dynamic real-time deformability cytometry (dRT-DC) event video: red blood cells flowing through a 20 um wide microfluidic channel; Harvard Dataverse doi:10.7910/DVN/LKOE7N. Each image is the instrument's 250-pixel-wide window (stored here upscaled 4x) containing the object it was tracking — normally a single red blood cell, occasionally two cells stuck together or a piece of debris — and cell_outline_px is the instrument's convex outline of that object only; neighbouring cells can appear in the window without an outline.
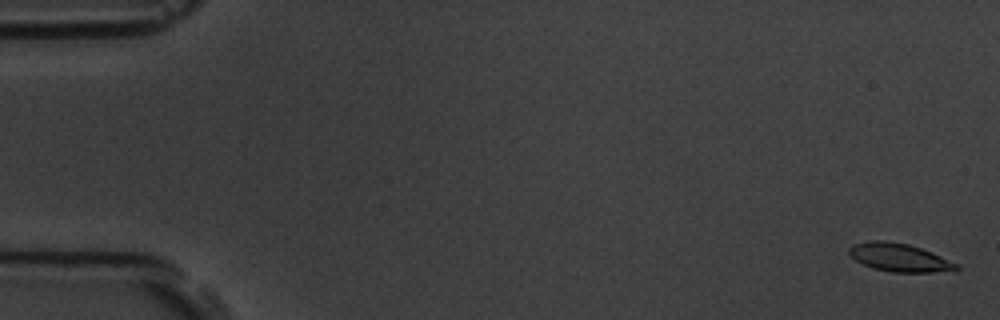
{"species": "common noctule bat (a hibernating species)", "species_latin": "Nyctalus noctula", "temperature_condition": "room temperature", "stored_images_in_passage": 5, "camera_frame_rate_fps": 3000, "um_per_image_px": 0.085, "animal": {"sex": "male", "body_mass_g": 19.5, "forearm_length_mm": 54.6}, "frame": {"image": 1, "passage_image": 1, "time_ms": 0.0, "image_size_px": [1000, 320], "cell_outline_px": [[960, 268], [956, 272], [892, 272], [872, 268], [856, 260], [848, 252], [848, 248], [852, 244], [868, 240], [888, 240], [908, 244], [932, 252], [960, 264]], "centroid_in_image_um": [76.5, 21.89], "position_along_channel_um": 8.5, "area_um2": 17.98}}
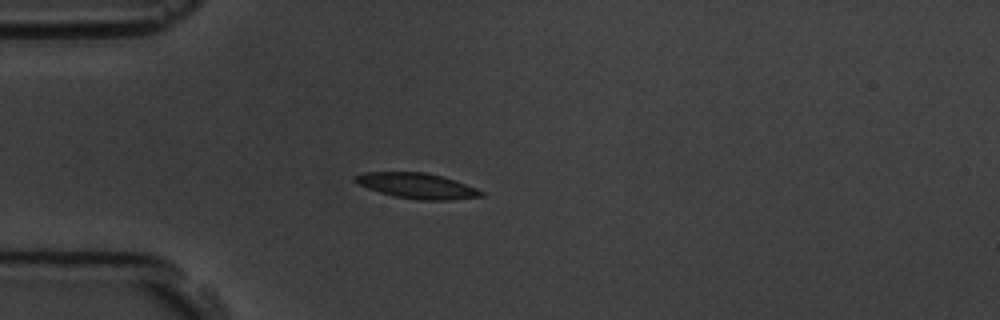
{"frame": {"image": 2, "passage_image": 5, "time_ms": 4.667, "image_size_px": [1000, 320], "cell_outline_px": [[484, 196], [448, 200], [420, 200], [396, 196], [380, 192], [368, 188], [352, 180], [356, 176], [364, 172], [424, 172], [456, 180], [476, 188], [484, 192]], "centroid_in_image_um": [35.48, 15.79], "position_along_channel_um": 49.5, "area_um2": 18.44}}